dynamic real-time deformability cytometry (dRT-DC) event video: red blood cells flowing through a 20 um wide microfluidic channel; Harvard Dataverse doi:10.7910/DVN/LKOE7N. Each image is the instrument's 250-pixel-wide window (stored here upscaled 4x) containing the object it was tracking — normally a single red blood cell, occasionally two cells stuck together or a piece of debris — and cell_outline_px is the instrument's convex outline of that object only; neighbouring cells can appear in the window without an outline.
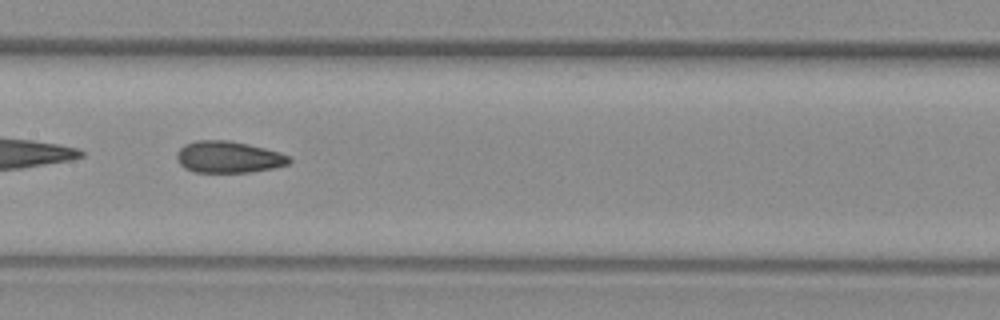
{"species": "common noctule bat (a hibernating species)", "species_latin": "Nyctalus noctula", "temperature_condition": "warm", "stored_images_in_passage": 40, "camera_frame_rate_fps": 3000, "um_per_image_px": 0.085, "animal": {"sex": "female", "body_mass_g": 29.2, "forearm_length_mm": 56.3}, "frame": {"image": 1, "passage_image": 12, "time_ms": 3.667, "image_size_px": [1000, 320], "cell_outline_px": [[292, 160], [288, 164], [272, 168], [252, 172], [192, 172], [184, 168], [176, 160], [176, 152], [184, 144], [196, 140], [228, 140], [248, 144], [280, 152], [288, 156]], "centroid_in_image_um": [19.38, 13.35], "position_along_channel_um": 188.0, "area_um2": 20.87}, "authors_computed_cell_mechanics": {"area_um2": 20.8658, "velocity_mm_per_s": 3.6922, "shape_relaxation_time_tau1_ms": null, "shape_relaxation_time_tau2_ms": 2.4109, "deformation_change_tau1": null, "deformation_change_tau2": 0.0887}}